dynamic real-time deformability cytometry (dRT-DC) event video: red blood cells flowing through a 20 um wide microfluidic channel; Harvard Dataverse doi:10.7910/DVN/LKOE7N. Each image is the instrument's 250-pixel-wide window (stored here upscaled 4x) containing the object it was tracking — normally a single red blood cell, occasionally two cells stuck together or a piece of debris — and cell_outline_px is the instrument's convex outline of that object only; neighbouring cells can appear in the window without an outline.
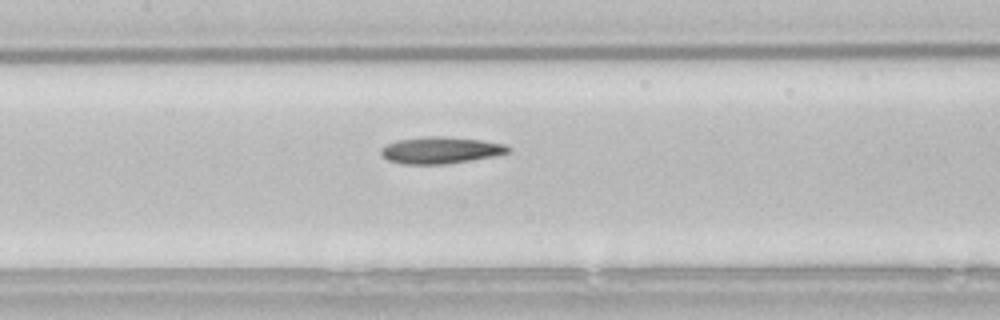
{"species": "common noctule bat (a hibernating species)", "species_latin": "Nyctalus noctula", "temperature_condition": "room temperature", "stored_images_in_passage": 6, "camera_frame_rate_fps": 3000, "um_per_image_px": 0.085, "animal": {"sex": "male", "body_mass_g": 21.5, "forearm_length_mm": 52.0}, "frame": {"image": 1, "passage_image": 6, "time_ms": 1.667, "image_size_px": [1000, 320], "cell_outline_px": [[512, 152], [492, 156], [448, 164], [404, 164], [388, 160], [380, 152], [380, 148], [384, 144], [396, 140], [432, 136], [440, 136], [484, 140], [504, 144], [512, 148]], "centroid_in_image_um": [37.46, 12.76], "position_along_channel_um": 169.9, "area_um2": 19.88}}